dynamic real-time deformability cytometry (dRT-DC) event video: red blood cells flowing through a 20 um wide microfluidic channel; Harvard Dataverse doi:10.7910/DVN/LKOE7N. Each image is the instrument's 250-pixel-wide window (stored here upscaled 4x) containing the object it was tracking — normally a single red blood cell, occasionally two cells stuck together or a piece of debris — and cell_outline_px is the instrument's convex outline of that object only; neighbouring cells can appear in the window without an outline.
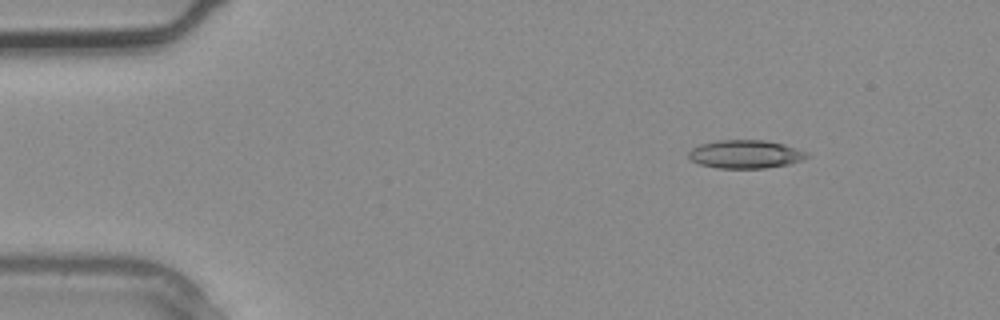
{"species": "common noctule bat (a hibernating species)", "species_latin": "Nyctalus noctula", "temperature_condition": "warm", "stored_images_in_passage": 3, "camera_frame_rate_fps": 3000, "um_per_image_px": 0.085, "animal": {"sex": "male", "body_mass_g": 20.4}, "frame": {"image": 1, "passage_image": 2, "time_ms": 0.333, "image_size_px": [1000, 320], "cell_outline_px": [[808, 156], [800, 160], [788, 164], [764, 168], [716, 168], [700, 164], [692, 160], [688, 156], [688, 152], [692, 148], [700, 144], [716, 140], [764, 140], [784, 144], [808, 152]], "centroid_in_image_um": [63.33, 13.1], "position_along_channel_um": 21.7, "area_um2": 19.42}}